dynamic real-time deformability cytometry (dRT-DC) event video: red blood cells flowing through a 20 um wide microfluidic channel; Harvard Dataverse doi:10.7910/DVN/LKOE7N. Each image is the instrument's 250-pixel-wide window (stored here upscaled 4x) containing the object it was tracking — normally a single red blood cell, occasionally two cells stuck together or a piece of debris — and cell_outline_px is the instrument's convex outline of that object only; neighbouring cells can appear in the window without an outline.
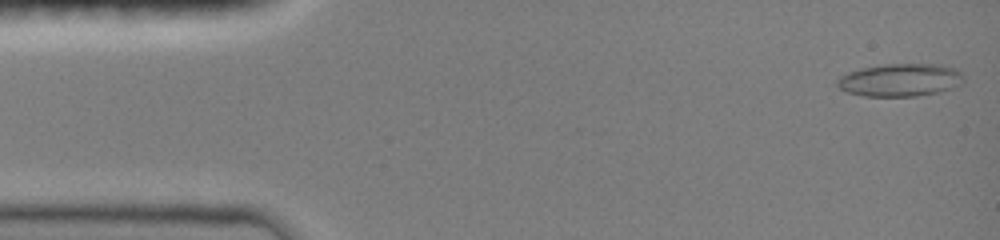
{"species": "common noctule bat (a hibernating species)", "species_latin": "Nyctalus noctula", "temperature_condition": "room temperature", "stored_images_in_passage": 46, "camera_frame_rate_fps": 3000, "um_per_image_px": 0.085, "animal": {"sex": "female", "body_mass_g": 19.0, "forearm_length_mm": 51.5}, "frame": {"image": 1, "passage_image": 1, "time_ms": 0.0, "image_size_px": [1000, 240], "cell_outline_px": [[964, 80], [960, 84], [952, 88], [936, 92], [916, 96], [864, 96], [848, 92], [840, 88], [836, 84], [836, 80], [840, 76], [848, 72], [860, 68], [884, 64], [940, 64], [956, 68], [964, 76]], "centroid_in_image_um": [76.52, 6.79], "position_along_channel_um": 8.5, "area_um2": 24.22}}
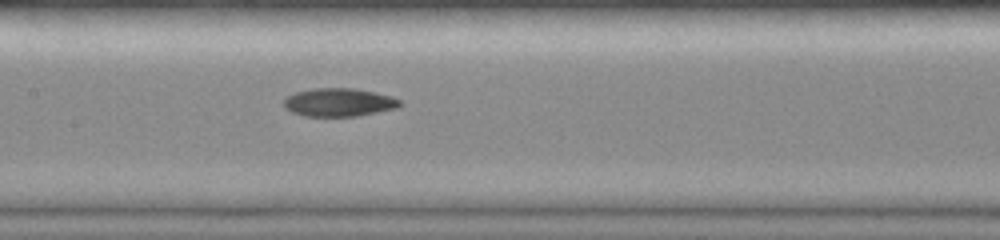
{"frame": {"image": 2, "passage_image": 22, "time_ms": 7.0, "image_size_px": [1000, 240], "cell_outline_px": [[400, 104], [396, 108], [356, 116], [304, 116], [292, 112], [284, 108], [284, 100], [288, 96], [296, 92], [312, 88], [352, 88], [392, 96], [400, 100]], "centroid_in_image_um": [28.77, 8.7], "position_along_channel_um": 178.6, "area_um2": 18.9}}
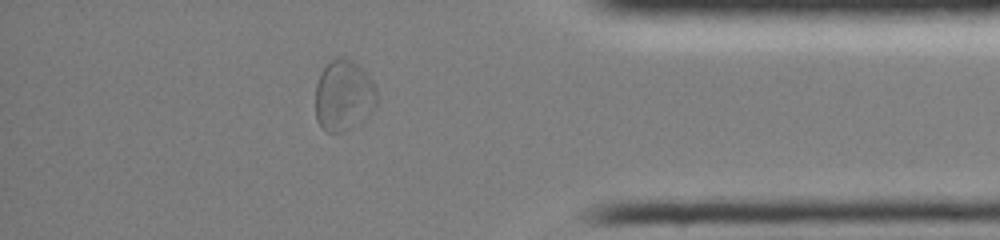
{"frame": {"image": 3, "passage_image": 40, "time_ms": 13.0, "image_size_px": [1000, 240], "cell_outline_px": [[376, 104], [364, 120], [340, 132], [324, 132], [320, 128], [316, 120], [316, 84], [320, 72], [336, 56], [352, 60], [372, 80], [376, 88]], "centroid_in_image_um": [29.18, 8.13], "position_along_channel_um": 406.0, "area_um2": 25.26}, "authors_computed_cell_mechanics": {"area_um2": 20.4034, "velocity_mm_per_s": 4.0393, "shape_relaxation_time_tau1_ms": null, "shape_relaxation_time_tau2_ms": 4.1267, "deformation_change_tau1": null, "deformation_change_tau2": 0.0902}}